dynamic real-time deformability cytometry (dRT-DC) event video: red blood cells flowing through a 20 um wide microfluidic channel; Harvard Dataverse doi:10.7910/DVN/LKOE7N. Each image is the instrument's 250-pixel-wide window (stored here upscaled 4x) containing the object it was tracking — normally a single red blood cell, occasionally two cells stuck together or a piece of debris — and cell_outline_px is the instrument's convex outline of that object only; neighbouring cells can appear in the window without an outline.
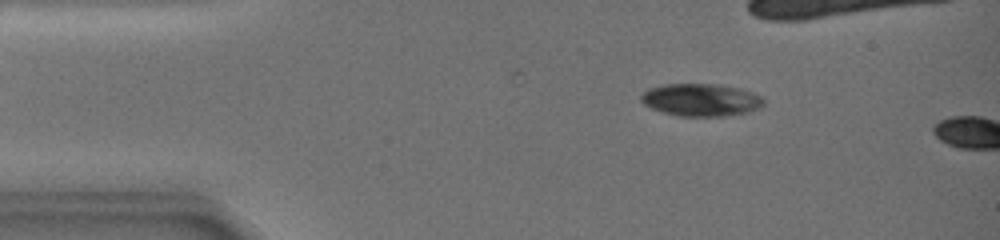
{"species": "common noctule bat (a hibernating species)", "species_latin": "Nyctalus noctula", "temperature_condition": "warm", "stored_images_in_passage": 8, "camera_frame_rate_fps": 3000, "um_per_image_px": 0.085, "animal": {"sex": "female", "body_mass_g": 19.0, "forearm_length_mm": 51.5}, "frame": {"image": 1, "passage_image": 6, "time_ms": 2.333, "image_size_px": [1000, 240], "cell_outline_px": [[764, 104], [760, 108], [744, 112], [724, 116], [676, 116], [660, 112], [644, 104], [640, 100], [640, 96], [648, 88], [664, 84], [716, 84], [740, 88], [752, 92], [760, 96], [764, 100]], "centroid_in_image_um": [59.55, 8.49], "position_along_channel_um": 25.5, "area_um2": 23.29}}